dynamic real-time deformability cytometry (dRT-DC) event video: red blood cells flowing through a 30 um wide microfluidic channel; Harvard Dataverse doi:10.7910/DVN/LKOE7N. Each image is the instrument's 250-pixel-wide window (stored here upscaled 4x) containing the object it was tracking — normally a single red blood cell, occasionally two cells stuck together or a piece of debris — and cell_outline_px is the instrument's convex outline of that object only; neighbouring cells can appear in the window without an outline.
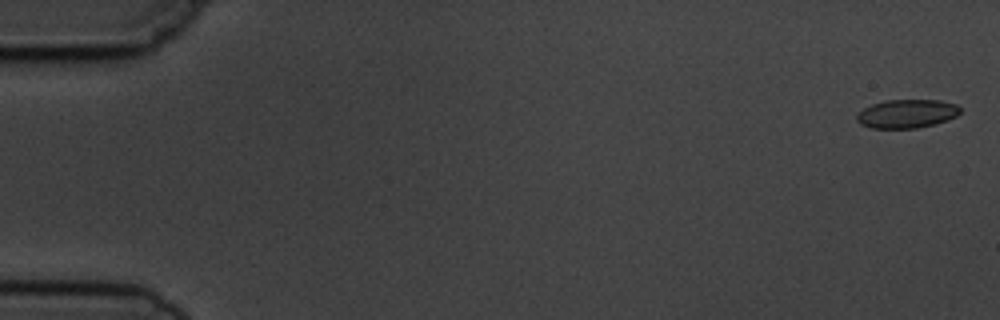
{"species": "common noctule bat (a hibernating species)", "species_latin": "Nyctalus noctula", "temperature_condition": "cold", "stored_images_in_passage": 6, "camera_frame_rate_fps": 3000, "um_per_image_px": 0.085, "animal": {"sex": "male", "body_mass_g": 19.5, "forearm_length_mm": 54.6}, "frame": {"image": 1, "passage_image": 1, "time_ms": 0.0, "image_size_px": [1000, 320], "cell_outline_px": [[960, 112], [956, 116], [948, 120], [936, 124], [916, 128], [872, 128], [860, 124], [856, 120], [856, 116], [864, 108], [872, 104], [884, 100], [940, 100], [956, 104], [960, 108]], "centroid_in_image_um": [77.09, 9.66], "position_along_channel_um": 7.9, "area_um2": 17.28}}
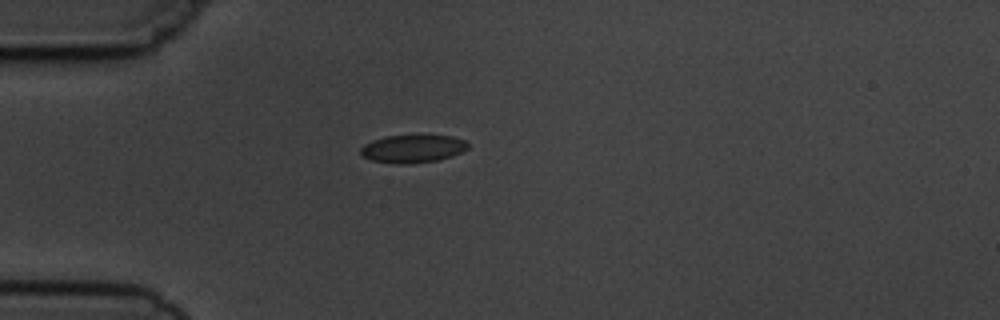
{"frame": {"image": 2, "passage_image": 5, "time_ms": 4.667, "image_size_px": [1000, 320], "cell_outline_px": [[468, 148], [452, 156], [436, 160], [412, 164], [396, 164], [372, 160], [360, 156], [360, 148], [364, 144], [372, 140], [384, 136], [452, 136], [464, 140], [468, 144]], "centroid_in_image_um": [35.03, 12.65], "position_along_channel_um": 50.0, "area_um2": 17.4}}